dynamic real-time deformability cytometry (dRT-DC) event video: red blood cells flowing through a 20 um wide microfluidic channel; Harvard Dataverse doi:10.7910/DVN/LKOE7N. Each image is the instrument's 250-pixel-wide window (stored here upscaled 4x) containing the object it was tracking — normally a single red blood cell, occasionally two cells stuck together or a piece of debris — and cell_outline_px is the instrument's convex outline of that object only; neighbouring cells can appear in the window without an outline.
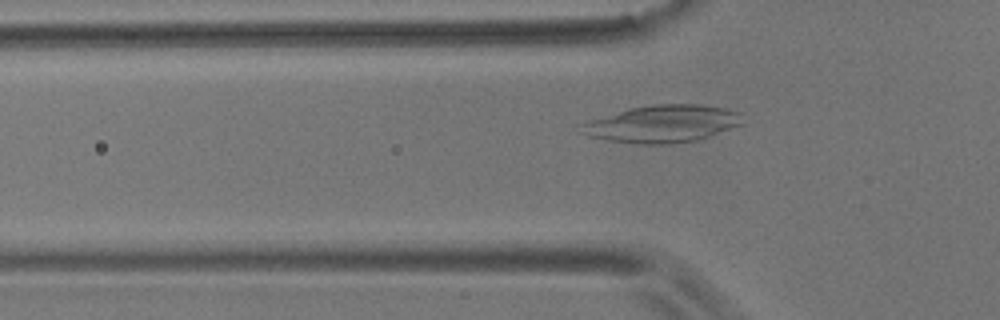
{"species": "common noctule bat (a hibernating species)", "species_latin": "Nyctalus noctula", "temperature_condition": "room temperature", "stored_images_in_passage": 41, "camera_frame_rate_fps": 3000, "um_per_image_px": 0.085, "animal": {"sex": "male", "body_mass_g": 17.9}, "frame": {"image": 1, "passage_image": 3, "time_ms": 0.667, "image_size_px": [1000, 320], "cell_outline_px": [[744, 124], [696, 140], [668, 144], [636, 144], [588, 136], [580, 132], [576, 124], [588, 120], [628, 108], [652, 104], [700, 104], [724, 108], [740, 112]], "centroid_in_image_um": [56.26, 10.51], "position_along_channel_um": 69.5, "area_um2": 35.32}}
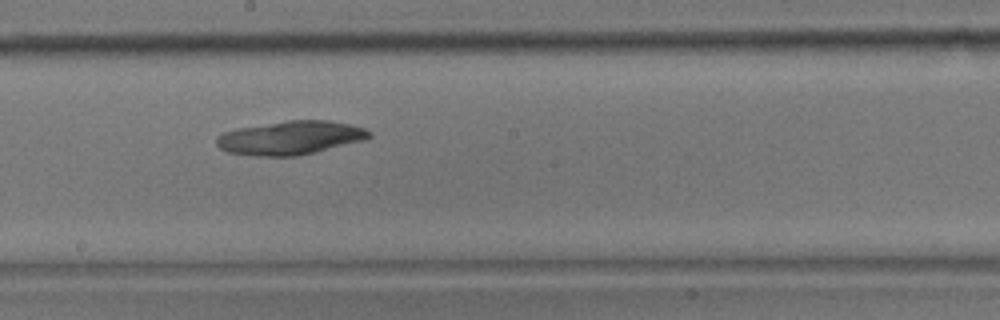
{"frame": {"image": 2, "passage_image": 16, "time_ms": 5.0, "image_size_px": [1000, 320], "cell_outline_px": [[372, 136], [364, 140], [296, 156], [256, 156], [228, 152], [220, 148], [216, 144], [216, 136], [224, 132], [236, 128], [288, 120], [328, 120], [348, 124], [364, 128], [372, 132]], "centroid_in_image_um": [24.66, 11.7], "position_along_channel_um": 223.5, "area_um2": 29.82}}
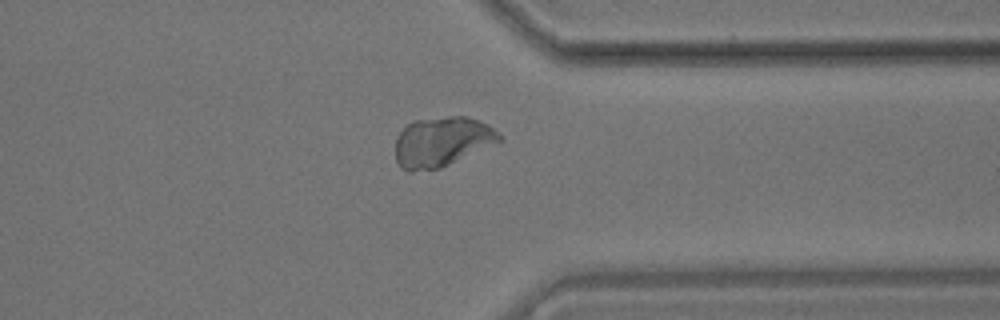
{"frame": {"image": 3, "passage_image": 29, "time_ms": 9.333, "image_size_px": [1000, 320], "cell_outline_px": [[504, 140], [440, 168], [412, 172], [408, 172], [400, 168], [396, 160], [396, 136], [412, 120], [448, 116], [464, 116], [488, 124]], "centroid_in_image_um": [37.53, 12.05], "position_along_channel_um": 373.9, "area_um2": 30.17}}